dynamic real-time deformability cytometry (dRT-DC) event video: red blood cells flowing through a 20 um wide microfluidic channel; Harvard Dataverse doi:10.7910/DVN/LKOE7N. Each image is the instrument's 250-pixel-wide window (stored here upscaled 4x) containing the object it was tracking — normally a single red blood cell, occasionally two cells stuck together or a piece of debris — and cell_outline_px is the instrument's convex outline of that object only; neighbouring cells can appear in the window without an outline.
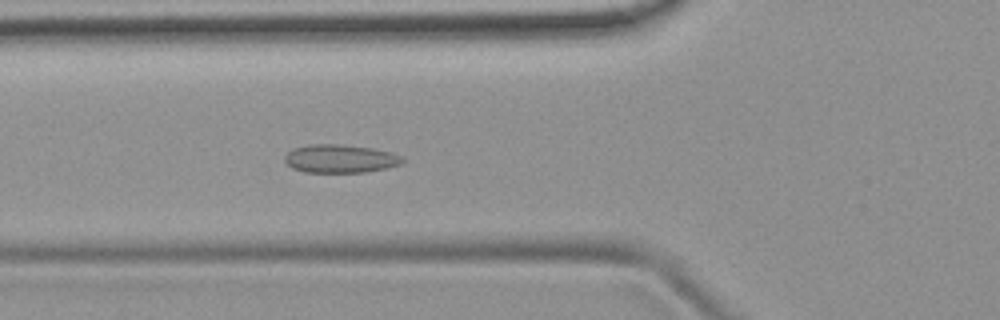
{"species": "common noctule bat (a hibernating species)", "species_latin": "Nyctalus noctula", "temperature_condition": "room temperature", "stored_images_in_passage": 52, "camera_frame_rate_fps": 3000, "um_per_image_px": 0.085, "animal": {"sex": "female", "body_mass_g": 19.9}, "frame": {"image": 1, "passage_image": 18, "time_ms": 5.667, "image_size_px": [1000, 320], "cell_outline_px": [[404, 160], [400, 164], [384, 168], [364, 172], [304, 172], [292, 168], [284, 160], [284, 156], [292, 148], [308, 144], [340, 144], [372, 148], [392, 152], [404, 156]], "centroid_in_image_um": [28.9, 13.47], "position_along_channel_um": 96.9, "area_um2": 19.48}}
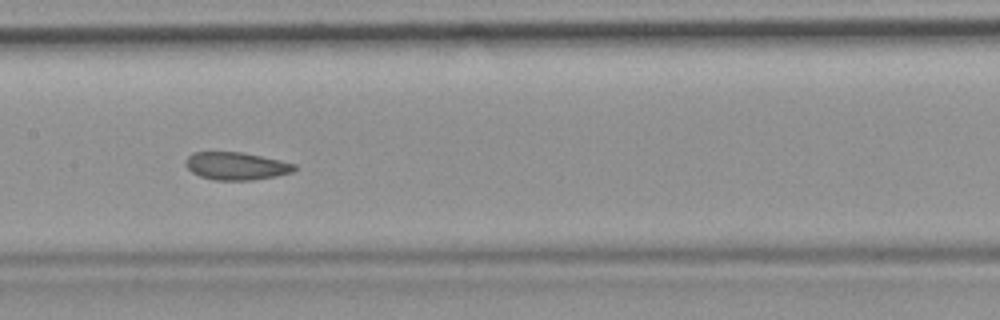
{"frame": {"image": 2, "passage_image": 25, "time_ms": 8.0, "image_size_px": [1000, 320], "cell_outline_px": [[296, 168], [292, 172], [276, 176], [252, 180], [216, 180], [200, 176], [192, 172], [188, 168], [188, 156], [192, 152], [244, 152], [280, 160], [296, 164]], "centroid_in_image_um": [20.12, 14.11], "position_along_channel_um": 187.3, "area_um2": 17.4}}
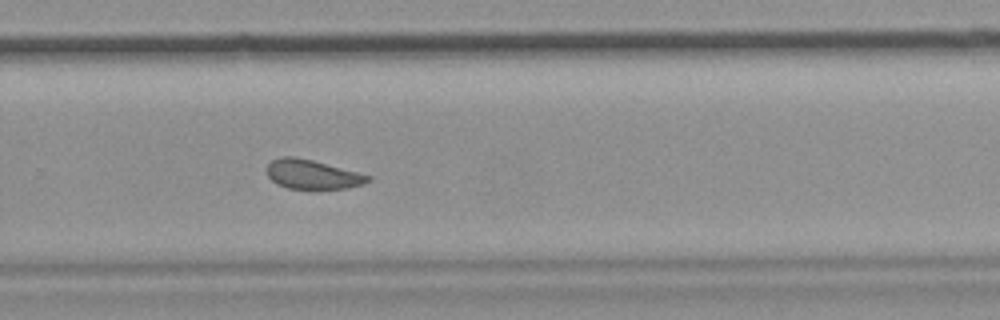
{"frame": {"image": 3, "passage_image": 34, "time_ms": 11.0, "image_size_px": [1000, 320], "cell_outline_px": [[372, 180], [364, 184], [348, 188], [316, 192], [288, 188], [276, 184], [268, 176], [268, 164], [272, 160], [280, 156], [292, 156], [312, 160], [372, 176]], "centroid_in_image_um": [26.59, 14.88], "position_along_channel_um": 303.2, "area_um2": 17.92}, "authors_computed_cell_mechanics": {"area_um2": 18.7272, "velocity_mm_per_s": 3.8754, "shape_relaxation_time_tau1_ms": null, "shape_relaxation_time_tau2_ms": 0.8429, "deformation_change_tau1": null, "deformation_change_tau2": 0.0392}}